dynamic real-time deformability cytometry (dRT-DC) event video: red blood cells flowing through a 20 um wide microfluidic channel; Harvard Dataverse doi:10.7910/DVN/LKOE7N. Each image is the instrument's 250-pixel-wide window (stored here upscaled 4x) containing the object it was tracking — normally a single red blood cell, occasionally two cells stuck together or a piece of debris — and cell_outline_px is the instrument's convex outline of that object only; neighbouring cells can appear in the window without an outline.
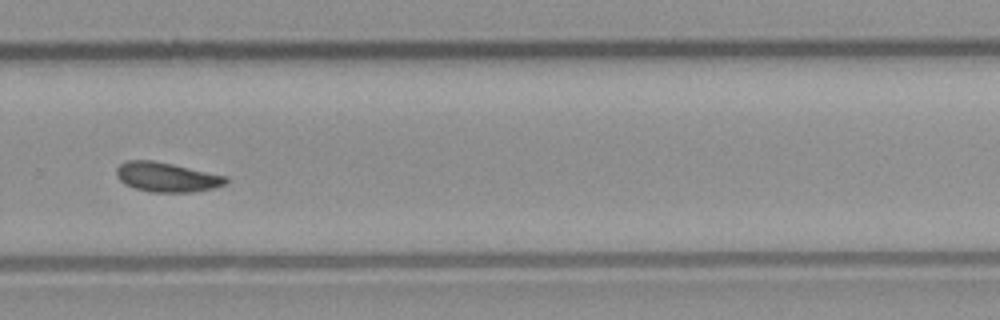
{"species": "common noctule bat (a hibernating species)", "species_latin": "Nyctalus noctula", "temperature_condition": "room temperature", "stored_images_in_passage": 39, "camera_frame_rate_fps": 3000, "um_per_image_px": 0.085, "animal": {"sex": "male", "body_mass_g": 23.1, "forearm_length_mm": 52.7}, "frame": {"image": 1, "passage_image": 23, "time_ms": 7.333, "image_size_px": [1000, 320], "cell_outline_px": [[228, 184], [212, 188], [192, 192], [152, 192], [136, 188], [124, 184], [116, 176], [116, 168], [120, 164], [128, 160], [152, 160], [172, 164], [228, 176]], "centroid_in_image_um": [14.18, 15.05], "position_along_channel_um": 315.6, "area_um2": 18.84}}
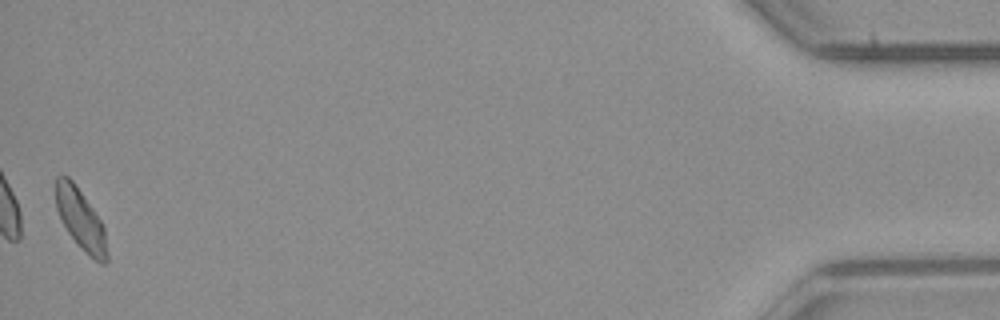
{"frame": {"image": 2, "passage_image": 39, "time_ms": 12.667, "image_size_px": [1000, 320], "cell_outline_px": [[108, 260], [104, 264], [100, 264], [84, 252], [68, 232], [56, 208], [56, 176], [68, 176], [72, 180], [100, 220], [104, 228], [108, 256]], "centroid_in_image_um": [6.87, 18.69], "position_along_channel_um": 428.3, "area_um2": 17.74}, "authors_computed_cell_mechanics": {"area_um2": 18.5538, "velocity_mm_per_s": 3.9157, "shape_relaxation_time_tau1_ms": 3.8024, "shape_relaxation_time_tau2_ms": 3.2037, "deformation_change_tau1": 0.0913, "deformation_change_tau2": 0.076}}